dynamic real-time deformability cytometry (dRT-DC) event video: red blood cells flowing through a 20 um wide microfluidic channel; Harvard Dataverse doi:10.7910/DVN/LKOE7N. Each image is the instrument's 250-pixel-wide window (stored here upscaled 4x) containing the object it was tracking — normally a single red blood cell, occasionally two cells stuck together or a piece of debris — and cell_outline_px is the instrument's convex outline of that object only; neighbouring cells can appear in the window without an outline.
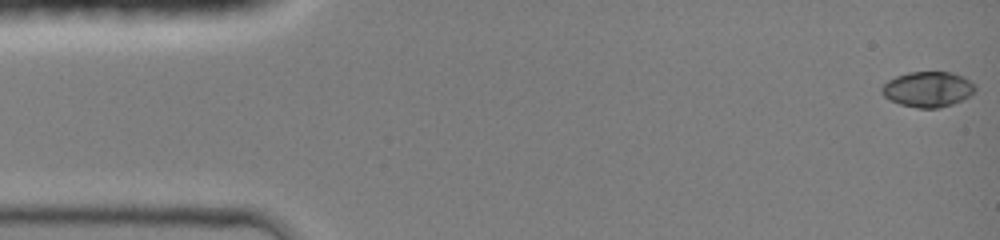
{"species": "common noctule bat (a hibernating species)", "species_latin": "Nyctalus noctula", "temperature_condition": "room temperature", "stored_images_in_passage": 12, "camera_frame_rate_fps": 3000, "um_per_image_px": 0.085, "animal": {"sex": "female", "body_mass_g": 19.0, "forearm_length_mm": 51.5}, "frame": {"image": 1, "passage_image": 1, "time_ms": 0.0, "image_size_px": [1000, 240], "cell_outline_px": [[976, 88], [968, 96], [952, 104], [940, 108], [916, 108], [900, 104], [884, 96], [880, 92], [880, 88], [888, 80], [896, 76], [908, 72], [952, 72], [964, 76], [976, 84]], "centroid_in_image_um": [78.86, 7.58], "position_along_channel_um": 6.1, "area_um2": 19.31}}
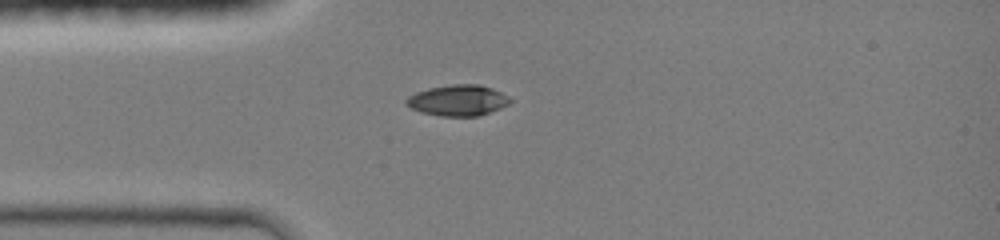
{"frame": {"image": 2, "passage_image": 9, "time_ms": 3.667, "image_size_px": [1000, 240], "cell_outline_px": [[512, 100], [508, 104], [500, 108], [476, 116], [440, 116], [420, 112], [404, 104], [404, 100], [408, 96], [416, 92], [428, 88], [452, 84], [480, 84], [492, 88], [508, 96]], "centroid_in_image_um": [38.88, 8.52], "position_along_channel_um": 46.1, "area_um2": 18.73}}
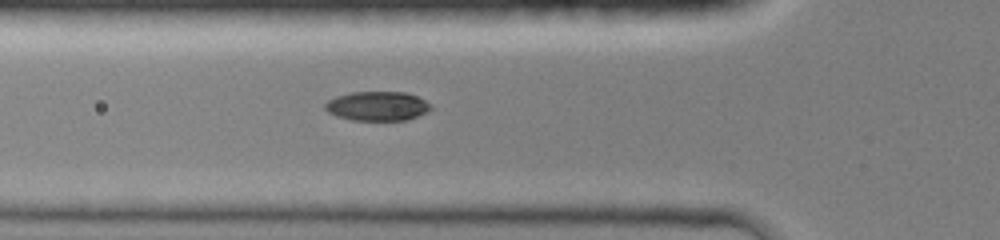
{"frame": {"image": 3, "passage_image": 12, "time_ms": 5.0, "image_size_px": [1000, 240], "cell_outline_px": [[432, 108], [408, 120], [352, 120], [336, 116], [328, 112], [324, 108], [324, 104], [328, 100], [336, 96], [352, 92], [404, 92], [416, 96], [432, 104]], "centroid_in_image_um": [32.04, 9.01], "position_along_channel_um": 93.8, "area_um2": 17.98}}